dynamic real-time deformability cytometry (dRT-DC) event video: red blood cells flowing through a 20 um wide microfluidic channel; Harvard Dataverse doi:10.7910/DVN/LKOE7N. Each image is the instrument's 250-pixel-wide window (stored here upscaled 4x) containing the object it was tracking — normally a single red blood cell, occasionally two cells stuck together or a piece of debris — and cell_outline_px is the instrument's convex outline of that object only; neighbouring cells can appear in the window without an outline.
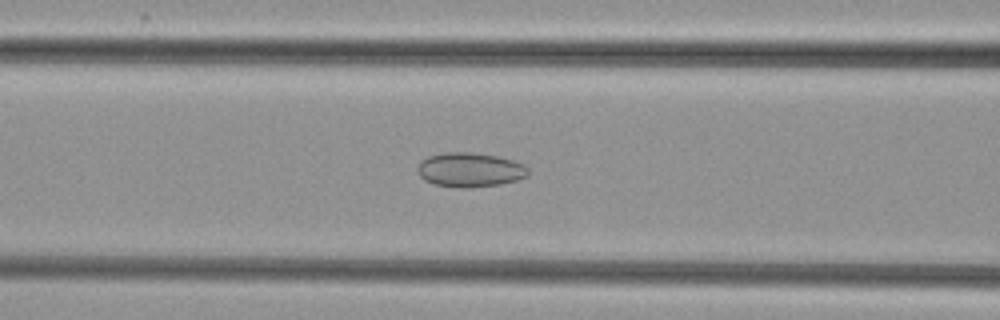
{"species": "common noctule bat (a hibernating species)", "species_latin": "Nyctalus noctula", "temperature_condition": "cold", "stored_images_in_passage": 34, "camera_frame_rate_fps": 3000, "um_per_image_px": 0.085, "animal": {"sex": "female", "body_mass_g": 29.2, "forearm_length_mm": 56.3}, "frame": {"image": 1, "passage_image": 6, "time_ms": 1.667, "image_size_px": [1000, 320], "cell_outline_px": [[528, 176], [516, 180], [500, 184], [468, 188], [460, 188], [436, 184], [424, 180], [420, 176], [416, 168], [420, 160], [428, 156], [448, 152], [472, 152], [496, 156], [512, 160], [524, 164], [528, 168]], "centroid_in_image_um": [39.93, 14.43], "position_along_channel_um": 126.7, "area_um2": 22.2}}
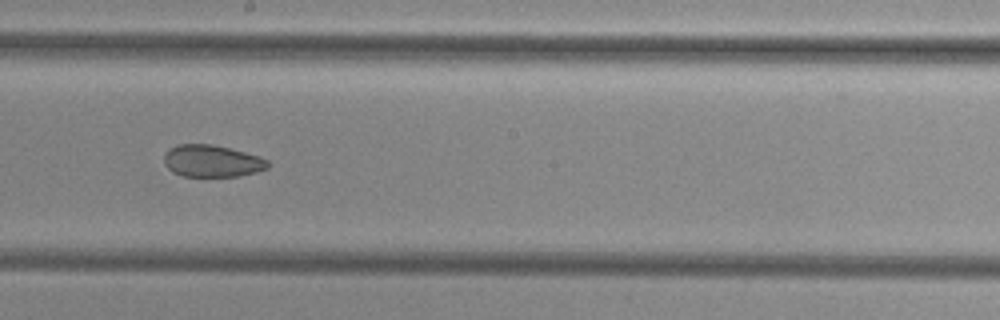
{"frame": {"image": 2, "passage_image": 14, "time_ms": 4.333, "image_size_px": [1000, 320], "cell_outline_px": [[268, 168], [256, 172], [236, 176], [184, 176], [172, 172], [164, 164], [164, 152], [168, 148], [176, 144], [212, 144], [260, 156], [268, 160]], "centroid_in_image_um": [17.98, 13.68], "position_along_channel_um": 230.2, "area_um2": 19.42}}
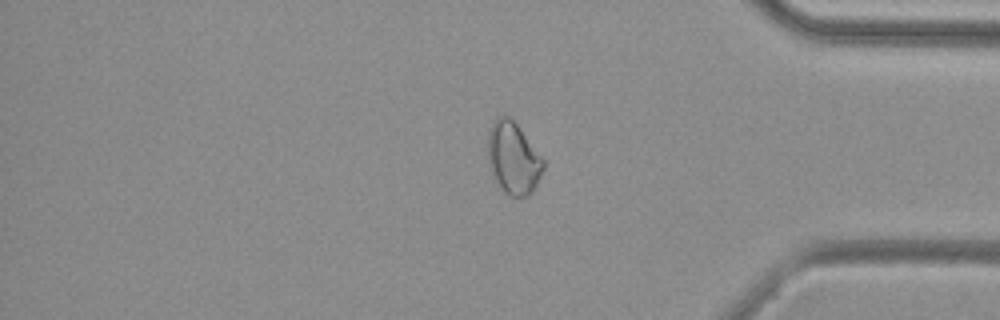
{"frame": {"image": 3, "passage_image": 28, "time_ms": 9.0, "image_size_px": [1000, 320], "cell_outline_px": [[544, 168], [536, 184], [528, 196], [508, 196], [504, 192], [488, 168], [488, 132], [496, 116], [508, 116], [520, 128], [544, 160]], "centroid_in_image_um": [43.6, 13.44], "position_along_channel_um": 391.6, "area_um2": 23.12}}